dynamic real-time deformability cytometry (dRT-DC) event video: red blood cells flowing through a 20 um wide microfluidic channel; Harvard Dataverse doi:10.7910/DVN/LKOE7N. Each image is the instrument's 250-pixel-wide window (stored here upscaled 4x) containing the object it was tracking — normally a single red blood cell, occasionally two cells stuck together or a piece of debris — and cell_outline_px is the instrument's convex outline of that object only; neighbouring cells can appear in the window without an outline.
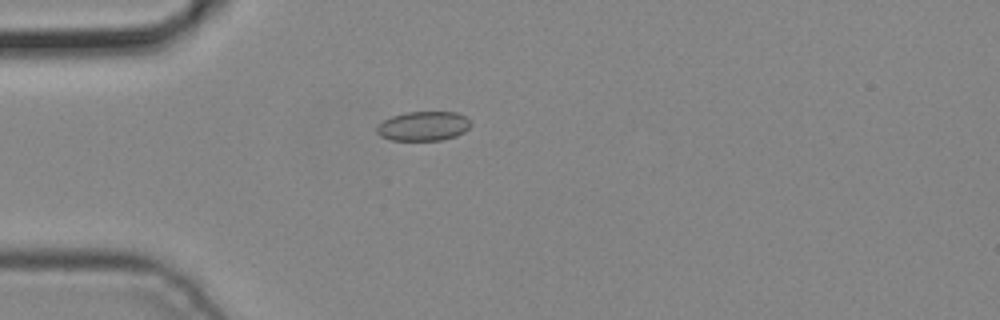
{"species": "common noctule bat (a hibernating species)", "species_latin": "Nyctalus noctula", "temperature_condition": "cold", "stored_images_in_passage": 4, "camera_frame_rate_fps": 3000, "um_per_image_px": 0.085, "animal": {"sex": "male", "body_mass_g": 19.2, "forearm_length_mm": 51.8}, "frame": {"image": 1, "passage_image": 3, "time_ms": 0.667, "image_size_px": [1000, 320], "cell_outline_px": [[472, 124], [464, 132], [456, 136], [440, 140], [392, 140], [380, 136], [376, 132], [376, 128], [384, 120], [392, 116], [404, 112], [456, 112], [464, 116]], "centroid_in_image_um": [35.98, 10.72], "position_along_channel_um": 49.0, "area_um2": 16.01}}